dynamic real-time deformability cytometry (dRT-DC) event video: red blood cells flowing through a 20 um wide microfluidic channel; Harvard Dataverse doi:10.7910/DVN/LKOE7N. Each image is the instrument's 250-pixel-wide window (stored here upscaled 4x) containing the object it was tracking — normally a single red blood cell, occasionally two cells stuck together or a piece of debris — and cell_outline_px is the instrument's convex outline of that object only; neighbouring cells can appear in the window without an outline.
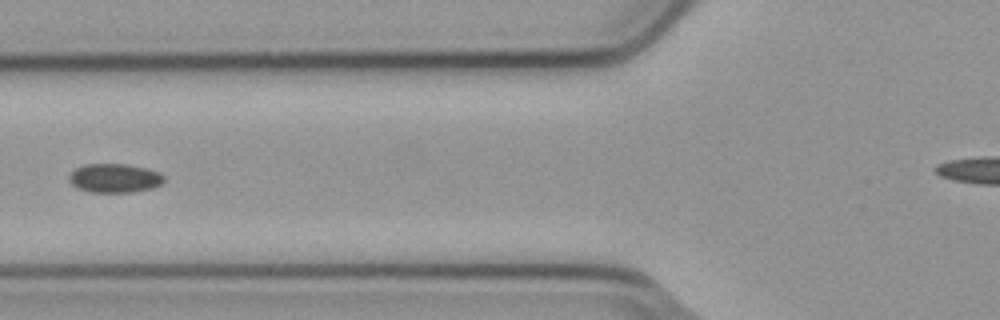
{"species": "common noctule bat (a hibernating species)", "species_latin": "Nyctalus noctula", "temperature_condition": "cold", "stored_images_in_passage": 6, "camera_frame_rate_fps": 3000, "um_per_image_px": 0.085, "animal": {"sex": "male", "body_mass_g": 23.1, "forearm_length_mm": 52.7}, "frame": {"image": 1, "passage_image": 6, "time_ms": 1.667, "image_size_px": [1000, 320], "cell_outline_px": [[164, 180], [160, 184], [152, 188], [132, 192], [88, 192], [76, 188], [72, 184], [68, 176], [76, 168], [84, 164], [128, 164], [148, 168], [160, 172], [164, 176]], "centroid_in_image_um": [9.74, 15.14], "position_along_channel_um": 116.1, "area_um2": 16.13}}